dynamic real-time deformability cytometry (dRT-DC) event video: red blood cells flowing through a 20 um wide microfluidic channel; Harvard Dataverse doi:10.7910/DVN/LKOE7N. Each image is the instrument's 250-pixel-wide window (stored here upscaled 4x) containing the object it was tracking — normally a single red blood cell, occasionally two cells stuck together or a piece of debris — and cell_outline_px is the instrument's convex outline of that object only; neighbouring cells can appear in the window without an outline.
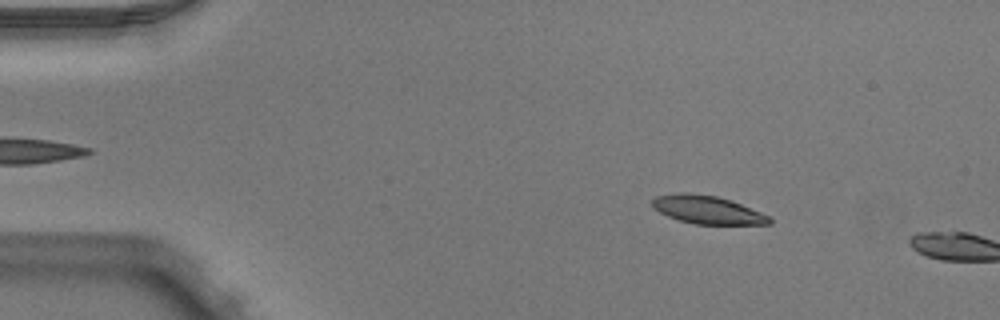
{"species": "Egyptian fruit bat (a non-hibernating species)", "species_latin": "Rousettus aegyptiacus", "temperature_condition": "warm", "stored_images_in_passage": 9, "camera_frame_rate_fps": 3000, "um_per_image_px": 0.085, "animal": {"sex": "male"}, "frame": {"image": 1, "passage_image": 7, "time_ms": 2.0, "image_size_px": [1000, 320], "cell_outline_px": [[772, 224], [696, 224], [680, 220], [668, 216], [652, 208], [652, 200], [656, 196], [680, 192], [688, 192], [716, 196], [732, 200], [760, 212], [768, 216], [772, 220]], "centroid_in_image_um": [60.11, 17.82], "position_along_channel_um": 24.9, "area_um2": 19.13}}